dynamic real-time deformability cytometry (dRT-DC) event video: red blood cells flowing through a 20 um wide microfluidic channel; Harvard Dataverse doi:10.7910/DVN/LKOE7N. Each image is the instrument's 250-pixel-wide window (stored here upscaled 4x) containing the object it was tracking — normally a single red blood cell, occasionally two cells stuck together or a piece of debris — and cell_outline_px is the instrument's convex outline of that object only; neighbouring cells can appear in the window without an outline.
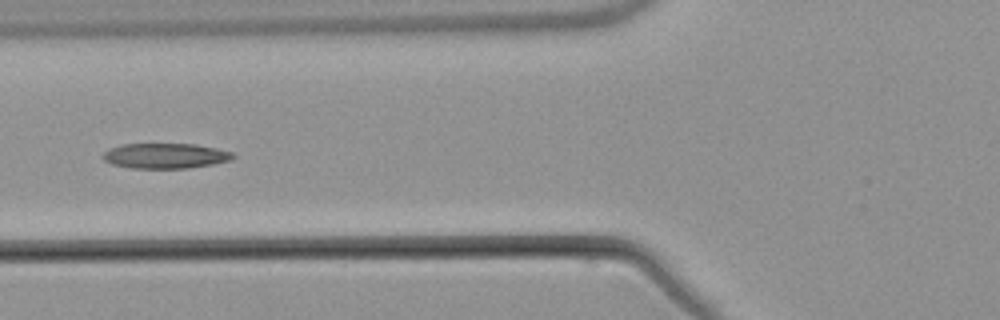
{"species": "common noctule bat (a hibernating species)", "species_latin": "Nyctalus noctula", "temperature_condition": "warm", "stored_images_in_passage": 5, "camera_frame_rate_fps": 3000, "um_per_image_px": 0.085, "animal": {"sex": "male", "body_mass_g": 21.5, "forearm_length_mm": 52.0}, "frame": {"image": 1, "passage_image": 5, "time_ms": 5.667, "image_size_px": [1000, 320], "cell_outline_px": [[236, 156], [232, 160], [212, 164], [188, 168], [132, 168], [112, 164], [104, 160], [104, 152], [108, 148], [120, 144], [196, 144], [216, 148], [232, 152]], "centroid_in_image_um": [14.06, 13.24], "position_along_channel_um": 111.7, "area_um2": 19.13}}